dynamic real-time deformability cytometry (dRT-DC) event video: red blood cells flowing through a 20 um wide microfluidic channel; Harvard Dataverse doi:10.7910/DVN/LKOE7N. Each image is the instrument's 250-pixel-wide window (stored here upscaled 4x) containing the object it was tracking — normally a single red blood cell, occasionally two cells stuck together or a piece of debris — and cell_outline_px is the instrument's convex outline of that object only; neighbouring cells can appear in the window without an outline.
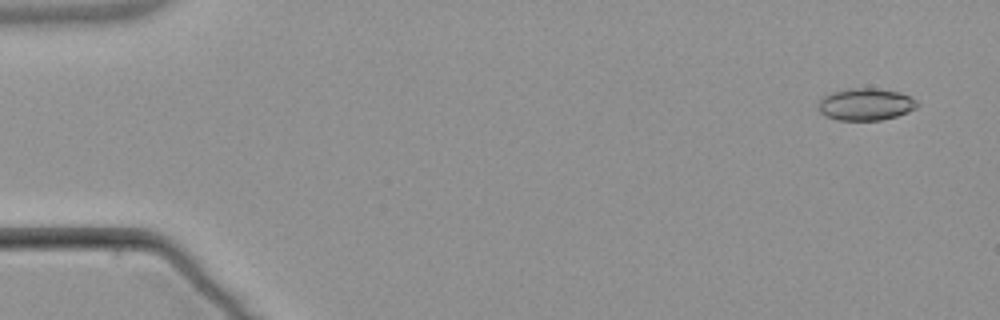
{"species": "common noctule bat (a hibernating species)", "species_latin": "Nyctalus noctula", "temperature_condition": "warm", "stored_images_in_passage": 5, "camera_frame_rate_fps": 3000, "um_per_image_px": 0.085, "animal": {"sex": "male", "body_mass_g": 21.5, "forearm_length_mm": 52.0}, "frame": {"image": 1, "passage_image": 1, "time_ms": 0.0, "image_size_px": [1000, 320], "cell_outline_px": [[920, 104], [916, 108], [908, 112], [896, 116], [880, 120], [836, 120], [824, 116], [816, 108], [816, 104], [824, 96], [832, 92], [848, 88], [876, 88], [900, 92], [916, 100]], "centroid_in_image_um": [73.54, 8.87], "position_along_channel_um": 11.5, "area_um2": 18.73}}
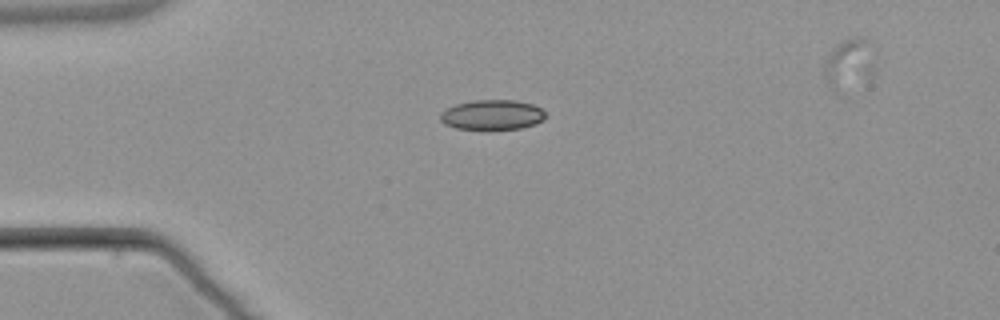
{"frame": {"image": 2, "passage_image": 4, "time_ms": 3.667, "image_size_px": [1000, 320], "cell_outline_px": [[548, 116], [544, 120], [536, 124], [520, 128], [456, 128], [444, 124], [440, 120], [440, 116], [448, 108], [456, 104], [476, 100], [516, 100], [532, 104], [540, 108]], "centroid_in_image_um": [41.89, 9.74], "position_along_channel_um": 43.1, "area_um2": 18.03}}